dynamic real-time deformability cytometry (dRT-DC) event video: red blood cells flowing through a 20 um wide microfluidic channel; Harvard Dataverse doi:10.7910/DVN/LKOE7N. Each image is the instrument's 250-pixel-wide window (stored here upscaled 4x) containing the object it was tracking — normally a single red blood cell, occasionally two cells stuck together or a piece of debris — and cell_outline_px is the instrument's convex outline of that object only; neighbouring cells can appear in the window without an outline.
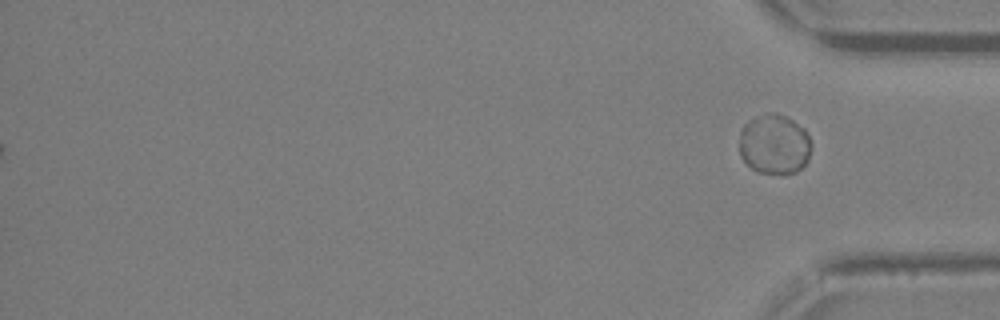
{"species": "Egyptian fruit bat (a non-hibernating species)", "species_latin": "Rousettus aegyptiacus", "temperature_condition": "warm", "stored_images_in_passage": 30, "segment_of_instrument_passage": [2, 2], "camera_frame_rate_fps": 3000, "um_per_image_px": 0.085, "animal": {"sex": "female"}, "frame": {"image": 1, "passage_image": 30, "time_ms": 9.667, "image_size_px": [1000, 320], "cell_outline_px": [[812, 148], [808, 160], [796, 172], [756, 172], [740, 156], [740, 132], [744, 124], [748, 120], [768, 112], [776, 112], [792, 120], [804, 128], [808, 132], [812, 144]], "centroid_in_image_um": [65.83, 12.23], "position_along_channel_um": 369.4, "area_um2": 25.14}}